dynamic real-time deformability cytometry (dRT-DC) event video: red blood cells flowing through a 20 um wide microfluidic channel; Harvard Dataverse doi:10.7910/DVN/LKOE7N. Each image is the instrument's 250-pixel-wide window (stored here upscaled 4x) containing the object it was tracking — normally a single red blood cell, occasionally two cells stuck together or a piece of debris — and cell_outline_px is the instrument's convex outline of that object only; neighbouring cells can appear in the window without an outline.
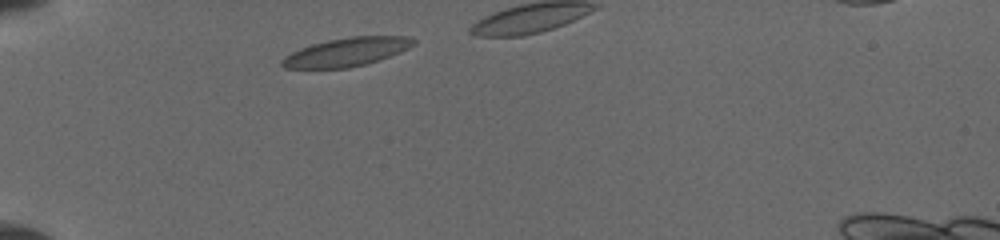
{"species": "common noctule bat (a hibernating species)", "species_latin": "Nyctalus noctula", "temperature_condition": "cold", "stored_images_in_passage": 4, "camera_frame_rate_fps": 3000, "um_per_image_px": 0.085, "animal": {"sex": "female", "body_mass_g": 19.5, "forearm_length_mm": 54.1}, "frame": {"image": 1, "passage_image": 1, "time_ms": 0.0, "image_size_px": [1000, 240], "cell_outline_px": [[416, 44], [400, 52], [380, 60], [348, 68], [284, 68], [280, 64], [280, 60], [284, 56], [300, 48], [312, 44], [328, 40], [352, 36], [412, 36], [416, 40]], "centroid_in_image_um": [29.48, 4.41], "position_along_channel_um": 55.5, "area_um2": 21.96}}